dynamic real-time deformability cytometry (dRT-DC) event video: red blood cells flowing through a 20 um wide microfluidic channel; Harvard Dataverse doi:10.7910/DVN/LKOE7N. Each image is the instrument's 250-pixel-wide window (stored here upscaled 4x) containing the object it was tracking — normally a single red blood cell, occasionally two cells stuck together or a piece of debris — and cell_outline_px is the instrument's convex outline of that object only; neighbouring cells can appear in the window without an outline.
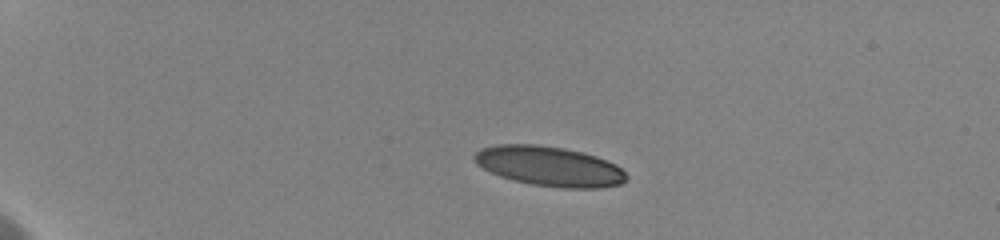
{"species": "human", "species_latin": "Homo sapiens", "temperature_condition": "cold", "stored_images_in_passage": 31, "camera_frame_rate_fps": 3000, "um_per_image_px": 0.085, "donor": {"sex": "female"}, "frame": {"image": 1, "passage_image": 1, "time_ms": 0.0, "image_size_px": [1000, 240], "cell_outline_px": [[628, 176], [620, 184], [600, 188], [560, 188], [532, 184], [500, 176], [476, 164], [472, 160], [472, 156], [480, 148], [496, 144], [536, 144], [564, 148], [584, 152], [608, 160], [616, 164]], "centroid_in_image_um": [46.68, 14.12], "position_along_channel_um": 38.3, "area_um2": 35.37}}
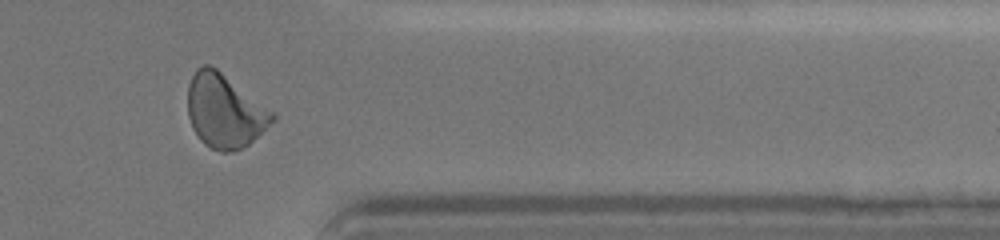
{"frame": {"image": 2, "passage_image": 26, "time_ms": 12.0, "image_size_px": [1000, 240], "cell_outline_px": [[276, 120], [248, 144], [232, 152], [220, 152], [204, 144], [200, 140], [192, 128], [188, 116], [188, 84], [196, 68], [204, 64], [208, 64], [216, 68], [272, 112], [276, 116]], "centroid_in_image_um": [19.06, 9.45], "position_along_channel_um": 392.3, "area_um2": 35.89}}
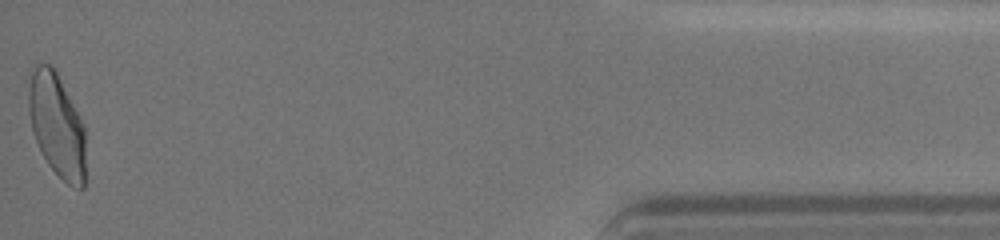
{"frame": {"image": 3, "passage_image": 31, "time_ms": 14.667, "image_size_px": [1000, 240], "cell_outline_px": [[84, 188], [80, 188], [68, 184], [48, 164], [36, 140], [32, 128], [28, 108], [28, 92], [32, 72], [36, 60], [52, 64], [56, 68], [84, 124]], "centroid_in_image_um": [4.82, 10.53], "position_along_channel_um": 430.4, "area_um2": 34.39}, "authors_computed_cell_mechanics": {"area_um2": 35.0846, "velocity_mm_per_s": 3.6185, "shape_relaxation_time_tau1_ms": 6.14, "shape_relaxation_time_tau2_ms": 1.4102, "deformation_change_tau1": 0.1809, "deformation_change_tau2": 0.0733}}